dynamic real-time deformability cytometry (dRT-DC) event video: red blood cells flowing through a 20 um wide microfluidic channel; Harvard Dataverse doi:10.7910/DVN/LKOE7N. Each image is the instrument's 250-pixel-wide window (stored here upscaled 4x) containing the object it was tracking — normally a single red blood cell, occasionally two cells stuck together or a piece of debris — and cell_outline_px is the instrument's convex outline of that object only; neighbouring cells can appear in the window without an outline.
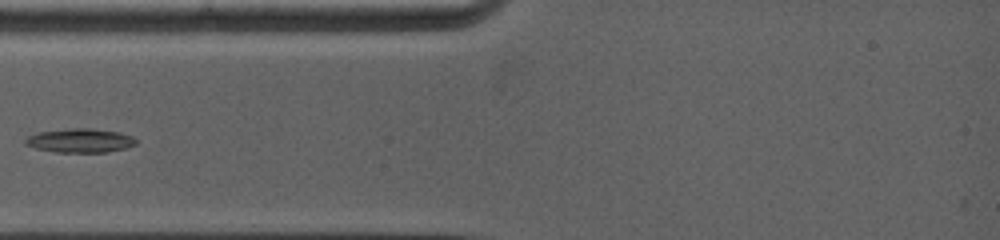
{"species": "common noctule bat (a hibernating species)", "species_latin": "Nyctalus noctula", "temperature_condition": "warm", "stored_images_in_passage": 8, "camera_frame_rate_fps": 5000, "um_per_image_px": 0.085, "animal": {"sex": "female", "body_mass_g": 19.0, "forearm_length_mm": 53.3}, "frame": {"image": 1, "passage_image": 4, "time_ms": 2.6, "image_size_px": [1000, 240], "cell_outline_px": [[136, 144], [124, 148], [108, 152], [56, 152], [36, 148], [24, 144], [24, 140], [28, 136], [40, 132], [72, 128], [88, 128], [120, 132], [132, 136], [136, 140]], "centroid_in_image_um": [6.81, 11.95], "position_along_channel_um": 78.2, "area_um2": 15.32}}
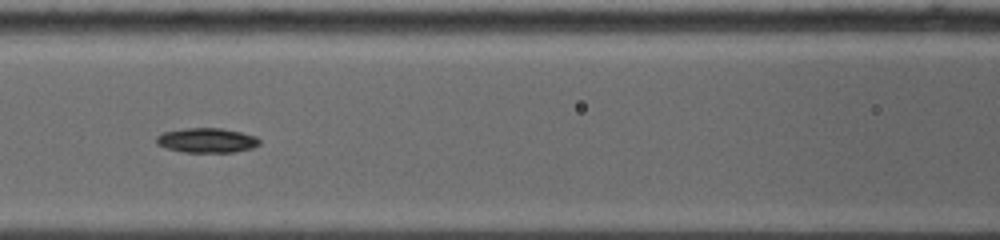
{"frame": {"image": 2, "passage_image": 6, "time_ms": 4.4, "image_size_px": [1000, 240], "cell_outline_px": [[260, 144], [252, 148], [232, 152], [184, 152], [168, 148], [156, 144], [156, 136], [164, 132], [184, 128], [220, 128], [240, 132], [256, 136], [260, 140]], "centroid_in_image_um": [17.58, 11.92], "position_along_channel_um": 149.0, "area_um2": 14.74}}
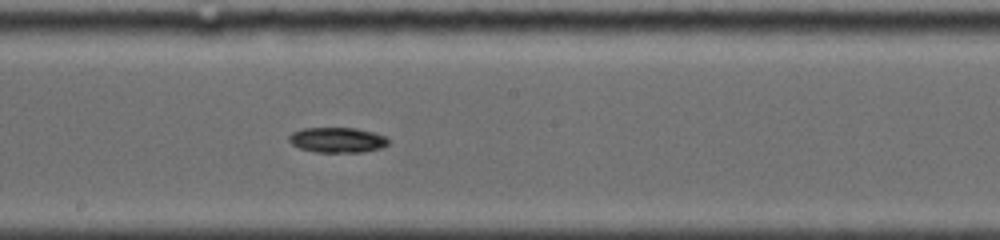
{"frame": {"image": 3, "passage_image": 8, "time_ms": 6.2, "image_size_px": [1000, 240], "cell_outline_px": [[388, 144], [380, 148], [364, 152], [316, 152], [300, 148], [292, 144], [288, 140], [288, 136], [292, 132], [304, 128], [356, 128], [372, 132], [384, 136], [388, 140]], "centroid_in_image_um": [28.65, 11.9], "position_along_channel_um": 219.6, "area_um2": 14.51}}